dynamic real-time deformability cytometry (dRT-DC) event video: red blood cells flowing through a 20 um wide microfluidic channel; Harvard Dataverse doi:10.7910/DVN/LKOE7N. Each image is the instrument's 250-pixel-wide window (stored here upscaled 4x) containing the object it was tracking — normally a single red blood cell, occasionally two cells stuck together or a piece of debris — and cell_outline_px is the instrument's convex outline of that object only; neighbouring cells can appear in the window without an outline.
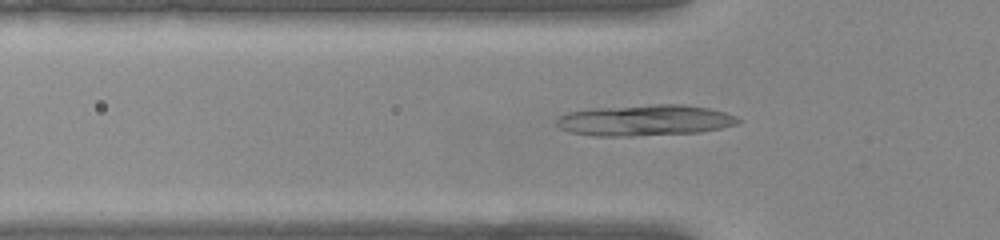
{"species": "common noctule bat (a hibernating species)", "species_latin": "Nyctalus noctula", "temperature_condition": "warm", "stored_images_in_passage": 48, "camera_frame_rate_fps": 3000, "um_per_image_px": 0.085, "animal": {"sex": "female", "body_mass_g": 22.0, "forearm_length_mm": 56.7}, "frame": {"image": 1, "passage_image": 13, "time_ms": 4.0, "image_size_px": [1000, 240], "cell_outline_px": [[740, 120], [736, 124], [720, 128], [700, 132], [632, 136], [592, 136], [568, 132], [560, 128], [556, 124], [556, 120], [560, 116], [568, 112], [592, 108], [656, 104], [684, 104], [708, 108], [724, 112], [736, 116]], "centroid_in_image_um": [54.78, 10.22], "position_along_channel_um": 71.0, "area_um2": 32.89}}
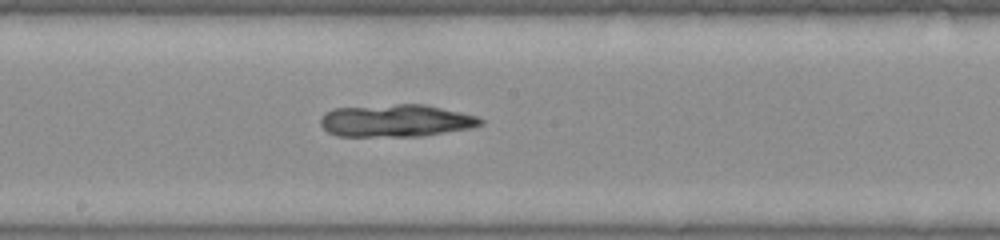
{"frame": {"image": 2, "passage_image": 24, "time_ms": 7.667, "image_size_px": [1000, 240], "cell_outline_px": [[484, 124], [472, 128], [424, 136], [336, 136], [328, 132], [320, 124], [320, 116], [324, 112], [332, 108], [396, 104], [424, 104], [460, 112], [476, 116], [484, 120]], "centroid_in_image_um": [33.64, 10.26], "position_along_channel_um": 214.6, "area_um2": 30.52}}
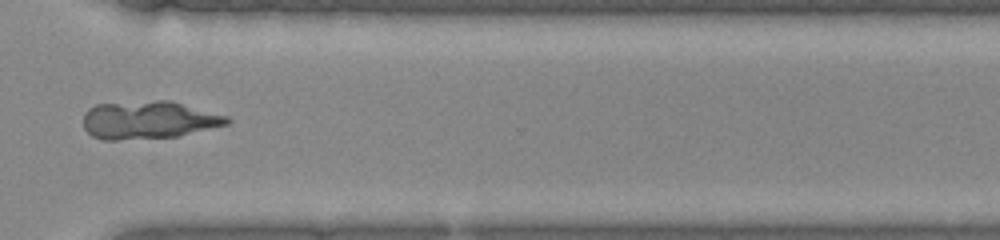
{"frame": {"image": 3, "passage_image": 35, "time_ms": 11.333, "image_size_px": [1000, 240], "cell_outline_px": [[232, 120], [228, 124], [176, 136], [116, 140], [100, 140], [92, 136], [84, 128], [84, 112], [88, 108], [96, 104], [156, 100], [168, 100], [228, 116]], "centroid_in_image_um": [12.59, 10.19], "position_along_channel_um": 358.0, "area_um2": 31.56}}